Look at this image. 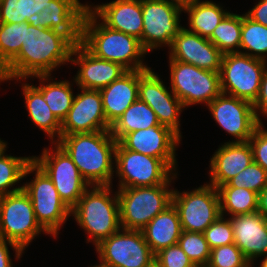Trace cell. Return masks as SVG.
Masks as SVG:
<instances>
[{
  "mask_svg": "<svg viewBox=\"0 0 267 267\" xmlns=\"http://www.w3.org/2000/svg\"><path fill=\"white\" fill-rule=\"evenodd\" d=\"M75 43L65 34L25 22V36L19 53L0 71V83L21 81L51 72L70 62Z\"/></svg>",
  "mask_w": 267,
  "mask_h": 267,
  "instance_id": "cell-1",
  "label": "cell"
},
{
  "mask_svg": "<svg viewBox=\"0 0 267 267\" xmlns=\"http://www.w3.org/2000/svg\"><path fill=\"white\" fill-rule=\"evenodd\" d=\"M56 143L90 186L112 185L117 141L110 130L60 135Z\"/></svg>",
  "mask_w": 267,
  "mask_h": 267,
  "instance_id": "cell-2",
  "label": "cell"
},
{
  "mask_svg": "<svg viewBox=\"0 0 267 267\" xmlns=\"http://www.w3.org/2000/svg\"><path fill=\"white\" fill-rule=\"evenodd\" d=\"M89 9L82 19L81 43L96 57L121 64L127 70H147L143 56L147 52L140 40L109 28Z\"/></svg>",
  "mask_w": 267,
  "mask_h": 267,
  "instance_id": "cell-3",
  "label": "cell"
},
{
  "mask_svg": "<svg viewBox=\"0 0 267 267\" xmlns=\"http://www.w3.org/2000/svg\"><path fill=\"white\" fill-rule=\"evenodd\" d=\"M111 188L91 186L71 208V215L89 235L87 242L93 241L95 246L122 229L117 193L111 196Z\"/></svg>",
  "mask_w": 267,
  "mask_h": 267,
  "instance_id": "cell-4",
  "label": "cell"
},
{
  "mask_svg": "<svg viewBox=\"0 0 267 267\" xmlns=\"http://www.w3.org/2000/svg\"><path fill=\"white\" fill-rule=\"evenodd\" d=\"M177 173L156 186L119 188L117 191L122 229L142 230L155 216L172 204L174 189L169 190Z\"/></svg>",
  "mask_w": 267,
  "mask_h": 267,
  "instance_id": "cell-5",
  "label": "cell"
},
{
  "mask_svg": "<svg viewBox=\"0 0 267 267\" xmlns=\"http://www.w3.org/2000/svg\"><path fill=\"white\" fill-rule=\"evenodd\" d=\"M34 171L35 178L23 184V190L32 201L37 222L56 238L61 226L71 216V209L60 198L52 180L33 160L26 166L23 177Z\"/></svg>",
  "mask_w": 267,
  "mask_h": 267,
  "instance_id": "cell-6",
  "label": "cell"
},
{
  "mask_svg": "<svg viewBox=\"0 0 267 267\" xmlns=\"http://www.w3.org/2000/svg\"><path fill=\"white\" fill-rule=\"evenodd\" d=\"M266 68V61L249 55L239 52L224 54L219 72L222 93L253 104Z\"/></svg>",
  "mask_w": 267,
  "mask_h": 267,
  "instance_id": "cell-7",
  "label": "cell"
},
{
  "mask_svg": "<svg viewBox=\"0 0 267 267\" xmlns=\"http://www.w3.org/2000/svg\"><path fill=\"white\" fill-rule=\"evenodd\" d=\"M171 91L184 108L211 103L221 91L219 72L198 68L192 64L169 59Z\"/></svg>",
  "mask_w": 267,
  "mask_h": 267,
  "instance_id": "cell-8",
  "label": "cell"
},
{
  "mask_svg": "<svg viewBox=\"0 0 267 267\" xmlns=\"http://www.w3.org/2000/svg\"><path fill=\"white\" fill-rule=\"evenodd\" d=\"M41 231L32 201L22 189L0 197V238L12 241L25 250Z\"/></svg>",
  "mask_w": 267,
  "mask_h": 267,
  "instance_id": "cell-9",
  "label": "cell"
},
{
  "mask_svg": "<svg viewBox=\"0 0 267 267\" xmlns=\"http://www.w3.org/2000/svg\"><path fill=\"white\" fill-rule=\"evenodd\" d=\"M115 172L119 187H142L165 184L174 170L163 160L125 149L119 142L115 148Z\"/></svg>",
  "mask_w": 267,
  "mask_h": 267,
  "instance_id": "cell-10",
  "label": "cell"
},
{
  "mask_svg": "<svg viewBox=\"0 0 267 267\" xmlns=\"http://www.w3.org/2000/svg\"><path fill=\"white\" fill-rule=\"evenodd\" d=\"M172 204L182 231L203 233L221 216L218 190L208 183L190 192L173 190Z\"/></svg>",
  "mask_w": 267,
  "mask_h": 267,
  "instance_id": "cell-11",
  "label": "cell"
},
{
  "mask_svg": "<svg viewBox=\"0 0 267 267\" xmlns=\"http://www.w3.org/2000/svg\"><path fill=\"white\" fill-rule=\"evenodd\" d=\"M54 144V150L45 148L41 156H32V160L52 180L60 198L71 209L91 186L69 155L57 143Z\"/></svg>",
  "mask_w": 267,
  "mask_h": 267,
  "instance_id": "cell-12",
  "label": "cell"
},
{
  "mask_svg": "<svg viewBox=\"0 0 267 267\" xmlns=\"http://www.w3.org/2000/svg\"><path fill=\"white\" fill-rule=\"evenodd\" d=\"M95 247L99 260L110 267H149L155 261L141 230L120 229Z\"/></svg>",
  "mask_w": 267,
  "mask_h": 267,
  "instance_id": "cell-13",
  "label": "cell"
},
{
  "mask_svg": "<svg viewBox=\"0 0 267 267\" xmlns=\"http://www.w3.org/2000/svg\"><path fill=\"white\" fill-rule=\"evenodd\" d=\"M141 7L142 48L148 53L161 46L171 47L182 28L179 20L183 8L170 0H141Z\"/></svg>",
  "mask_w": 267,
  "mask_h": 267,
  "instance_id": "cell-14",
  "label": "cell"
},
{
  "mask_svg": "<svg viewBox=\"0 0 267 267\" xmlns=\"http://www.w3.org/2000/svg\"><path fill=\"white\" fill-rule=\"evenodd\" d=\"M158 76L151 68L139 70L138 99L145 102L155 112L160 125L170 128L182 138L179 116L184 106Z\"/></svg>",
  "mask_w": 267,
  "mask_h": 267,
  "instance_id": "cell-15",
  "label": "cell"
},
{
  "mask_svg": "<svg viewBox=\"0 0 267 267\" xmlns=\"http://www.w3.org/2000/svg\"><path fill=\"white\" fill-rule=\"evenodd\" d=\"M207 106L216 123L236 138L231 142H248L261 124L249 101L221 93Z\"/></svg>",
  "mask_w": 267,
  "mask_h": 267,
  "instance_id": "cell-16",
  "label": "cell"
},
{
  "mask_svg": "<svg viewBox=\"0 0 267 267\" xmlns=\"http://www.w3.org/2000/svg\"><path fill=\"white\" fill-rule=\"evenodd\" d=\"M80 90L81 93L75 95L72 107L61 123L60 135L111 130L103 111L100 91Z\"/></svg>",
  "mask_w": 267,
  "mask_h": 267,
  "instance_id": "cell-17",
  "label": "cell"
},
{
  "mask_svg": "<svg viewBox=\"0 0 267 267\" xmlns=\"http://www.w3.org/2000/svg\"><path fill=\"white\" fill-rule=\"evenodd\" d=\"M88 4L79 0H52L27 22L34 27L50 28L67 35L75 44L81 42L82 19Z\"/></svg>",
  "mask_w": 267,
  "mask_h": 267,
  "instance_id": "cell-18",
  "label": "cell"
},
{
  "mask_svg": "<svg viewBox=\"0 0 267 267\" xmlns=\"http://www.w3.org/2000/svg\"><path fill=\"white\" fill-rule=\"evenodd\" d=\"M181 138L170 128L159 125L126 134L119 143L131 151L163 159L176 171V146Z\"/></svg>",
  "mask_w": 267,
  "mask_h": 267,
  "instance_id": "cell-19",
  "label": "cell"
},
{
  "mask_svg": "<svg viewBox=\"0 0 267 267\" xmlns=\"http://www.w3.org/2000/svg\"><path fill=\"white\" fill-rule=\"evenodd\" d=\"M169 59L220 72L223 53L208 39L182 27L169 48Z\"/></svg>",
  "mask_w": 267,
  "mask_h": 267,
  "instance_id": "cell-20",
  "label": "cell"
},
{
  "mask_svg": "<svg viewBox=\"0 0 267 267\" xmlns=\"http://www.w3.org/2000/svg\"><path fill=\"white\" fill-rule=\"evenodd\" d=\"M70 62L80 67L74 78L80 89L100 90L128 71L119 63L96 57L81 42L73 48Z\"/></svg>",
  "mask_w": 267,
  "mask_h": 267,
  "instance_id": "cell-21",
  "label": "cell"
},
{
  "mask_svg": "<svg viewBox=\"0 0 267 267\" xmlns=\"http://www.w3.org/2000/svg\"><path fill=\"white\" fill-rule=\"evenodd\" d=\"M234 244L251 263L267 255V219L260 213L231 216Z\"/></svg>",
  "mask_w": 267,
  "mask_h": 267,
  "instance_id": "cell-22",
  "label": "cell"
},
{
  "mask_svg": "<svg viewBox=\"0 0 267 267\" xmlns=\"http://www.w3.org/2000/svg\"><path fill=\"white\" fill-rule=\"evenodd\" d=\"M88 8L111 29L136 37L142 45L143 14L141 0H114Z\"/></svg>",
  "mask_w": 267,
  "mask_h": 267,
  "instance_id": "cell-23",
  "label": "cell"
},
{
  "mask_svg": "<svg viewBox=\"0 0 267 267\" xmlns=\"http://www.w3.org/2000/svg\"><path fill=\"white\" fill-rule=\"evenodd\" d=\"M254 161L253 150L248 142H226L210 160V182L216 189L226 184Z\"/></svg>",
  "mask_w": 267,
  "mask_h": 267,
  "instance_id": "cell-24",
  "label": "cell"
},
{
  "mask_svg": "<svg viewBox=\"0 0 267 267\" xmlns=\"http://www.w3.org/2000/svg\"><path fill=\"white\" fill-rule=\"evenodd\" d=\"M138 85L139 70H128L120 78L99 90L105 118L110 126L138 100Z\"/></svg>",
  "mask_w": 267,
  "mask_h": 267,
  "instance_id": "cell-25",
  "label": "cell"
},
{
  "mask_svg": "<svg viewBox=\"0 0 267 267\" xmlns=\"http://www.w3.org/2000/svg\"><path fill=\"white\" fill-rule=\"evenodd\" d=\"M141 231L154 254L163 248L178 244L182 228L176 208L171 204Z\"/></svg>",
  "mask_w": 267,
  "mask_h": 267,
  "instance_id": "cell-26",
  "label": "cell"
},
{
  "mask_svg": "<svg viewBox=\"0 0 267 267\" xmlns=\"http://www.w3.org/2000/svg\"><path fill=\"white\" fill-rule=\"evenodd\" d=\"M23 95L25 97V107L32 122L45 132L52 143H56L60 138L61 122L56 118L44 100L42 92L37 86L29 83L22 84ZM57 138V140L54 138ZM54 140V141H53Z\"/></svg>",
  "mask_w": 267,
  "mask_h": 267,
  "instance_id": "cell-27",
  "label": "cell"
},
{
  "mask_svg": "<svg viewBox=\"0 0 267 267\" xmlns=\"http://www.w3.org/2000/svg\"><path fill=\"white\" fill-rule=\"evenodd\" d=\"M184 13H188L190 32L197 33L201 37L209 38L214 29L229 13L223 7L212 1H198L183 7Z\"/></svg>",
  "mask_w": 267,
  "mask_h": 267,
  "instance_id": "cell-28",
  "label": "cell"
},
{
  "mask_svg": "<svg viewBox=\"0 0 267 267\" xmlns=\"http://www.w3.org/2000/svg\"><path fill=\"white\" fill-rule=\"evenodd\" d=\"M159 125L155 112L145 102L138 99L111 126L110 131L113 138L119 142L130 132Z\"/></svg>",
  "mask_w": 267,
  "mask_h": 267,
  "instance_id": "cell-29",
  "label": "cell"
},
{
  "mask_svg": "<svg viewBox=\"0 0 267 267\" xmlns=\"http://www.w3.org/2000/svg\"><path fill=\"white\" fill-rule=\"evenodd\" d=\"M50 76L51 75H36L32 77H37L39 81H41V85L37 88L42 92L44 100L50 110L62 123L66 118L68 111L72 107L75 96L70 86L71 83L68 80L51 82L50 80L52 79ZM46 81L47 83L45 84L44 82Z\"/></svg>",
  "mask_w": 267,
  "mask_h": 267,
  "instance_id": "cell-30",
  "label": "cell"
},
{
  "mask_svg": "<svg viewBox=\"0 0 267 267\" xmlns=\"http://www.w3.org/2000/svg\"><path fill=\"white\" fill-rule=\"evenodd\" d=\"M221 216L226 212L230 216L251 214L257 212L258 193L237 187H218Z\"/></svg>",
  "mask_w": 267,
  "mask_h": 267,
  "instance_id": "cell-31",
  "label": "cell"
},
{
  "mask_svg": "<svg viewBox=\"0 0 267 267\" xmlns=\"http://www.w3.org/2000/svg\"><path fill=\"white\" fill-rule=\"evenodd\" d=\"M242 15L228 13L208 38L223 54L240 50Z\"/></svg>",
  "mask_w": 267,
  "mask_h": 267,
  "instance_id": "cell-32",
  "label": "cell"
},
{
  "mask_svg": "<svg viewBox=\"0 0 267 267\" xmlns=\"http://www.w3.org/2000/svg\"><path fill=\"white\" fill-rule=\"evenodd\" d=\"M239 53L267 62V27L242 15V29ZM248 51V52H247Z\"/></svg>",
  "mask_w": 267,
  "mask_h": 267,
  "instance_id": "cell-33",
  "label": "cell"
},
{
  "mask_svg": "<svg viewBox=\"0 0 267 267\" xmlns=\"http://www.w3.org/2000/svg\"><path fill=\"white\" fill-rule=\"evenodd\" d=\"M31 161V156L14 157L5 155V151L0 154V197L23 189V186L14 188L13 185L24 178L25 168Z\"/></svg>",
  "mask_w": 267,
  "mask_h": 267,
  "instance_id": "cell-34",
  "label": "cell"
},
{
  "mask_svg": "<svg viewBox=\"0 0 267 267\" xmlns=\"http://www.w3.org/2000/svg\"><path fill=\"white\" fill-rule=\"evenodd\" d=\"M25 36V22L0 23V71L19 53Z\"/></svg>",
  "mask_w": 267,
  "mask_h": 267,
  "instance_id": "cell-35",
  "label": "cell"
},
{
  "mask_svg": "<svg viewBox=\"0 0 267 267\" xmlns=\"http://www.w3.org/2000/svg\"><path fill=\"white\" fill-rule=\"evenodd\" d=\"M178 244L196 267H206L211 249L201 232L182 231Z\"/></svg>",
  "mask_w": 267,
  "mask_h": 267,
  "instance_id": "cell-36",
  "label": "cell"
},
{
  "mask_svg": "<svg viewBox=\"0 0 267 267\" xmlns=\"http://www.w3.org/2000/svg\"><path fill=\"white\" fill-rule=\"evenodd\" d=\"M267 186V171L254 161L246 169L231 178L226 184L219 187L246 188L256 193Z\"/></svg>",
  "mask_w": 267,
  "mask_h": 267,
  "instance_id": "cell-37",
  "label": "cell"
},
{
  "mask_svg": "<svg viewBox=\"0 0 267 267\" xmlns=\"http://www.w3.org/2000/svg\"><path fill=\"white\" fill-rule=\"evenodd\" d=\"M242 251L234 244L218 246L211 249L206 267H252Z\"/></svg>",
  "mask_w": 267,
  "mask_h": 267,
  "instance_id": "cell-38",
  "label": "cell"
},
{
  "mask_svg": "<svg viewBox=\"0 0 267 267\" xmlns=\"http://www.w3.org/2000/svg\"><path fill=\"white\" fill-rule=\"evenodd\" d=\"M210 249L234 243V234L230 219L220 216L204 232Z\"/></svg>",
  "mask_w": 267,
  "mask_h": 267,
  "instance_id": "cell-39",
  "label": "cell"
},
{
  "mask_svg": "<svg viewBox=\"0 0 267 267\" xmlns=\"http://www.w3.org/2000/svg\"><path fill=\"white\" fill-rule=\"evenodd\" d=\"M28 19V0H0V23L21 24Z\"/></svg>",
  "mask_w": 267,
  "mask_h": 267,
  "instance_id": "cell-40",
  "label": "cell"
},
{
  "mask_svg": "<svg viewBox=\"0 0 267 267\" xmlns=\"http://www.w3.org/2000/svg\"><path fill=\"white\" fill-rule=\"evenodd\" d=\"M154 259L161 267H196L179 244L161 249Z\"/></svg>",
  "mask_w": 267,
  "mask_h": 267,
  "instance_id": "cell-41",
  "label": "cell"
},
{
  "mask_svg": "<svg viewBox=\"0 0 267 267\" xmlns=\"http://www.w3.org/2000/svg\"><path fill=\"white\" fill-rule=\"evenodd\" d=\"M249 143L253 150L254 162L267 171V130L261 123L253 132Z\"/></svg>",
  "mask_w": 267,
  "mask_h": 267,
  "instance_id": "cell-42",
  "label": "cell"
},
{
  "mask_svg": "<svg viewBox=\"0 0 267 267\" xmlns=\"http://www.w3.org/2000/svg\"><path fill=\"white\" fill-rule=\"evenodd\" d=\"M253 108L255 116L262 123L259 114L262 113V115L267 116V68L263 72L260 84V91L257 99L253 103Z\"/></svg>",
  "mask_w": 267,
  "mask_h": 267,
  "instance_id": "cell-43",
  "label": "cell"
},
{
  "mask_svg": "<svg viewBox=\"0 0 267 267\" xmlns=\"http://www.w3.org/2000/svg\"><path fill=\"white\" fill-rule=\"evenodd\" d=\"M8 244L15 250L16 259H20L24 252V250L16 243L0 238V267H13L7 246Z\"/></svg>",
  "mask_w": 267,
  "mask_h": 267,
  "instance_id": "cell-44",
  "label": "cell"
},
{
  "mask_svg": "<svg viewBox=\"0 0 267 267\" xmlns=\"http://www.w3.org/2000/svg\"><path fill=\"white\" fill-rule=\"evenodd\" d=\"M245 14L253 21L267 27V0H260Z\"/></svg>",
  "mask_w": 267,
  "mask_h": 267,
  "instance_id": "cell-45",
  "label": "cell"
},
{
  "mask_svg": "<svg viewBox=\"0 0 267 267\" xmlns=\"http://www.w3.org/2000/svg\"><path fill=\"white\" fill-rule=\"evenodd\" d=\"M51 1L52 0H28L29 18L32 15L41 12L44 8H46L47 5L51 4Z\"/></svg>",
  "mask_w": 267,
  "mask_h": 267,
  "instance_id": "cell-46",
  "label": "cell"
},
{
  "mask_svg": "<svg viewBox=\"0 0 267 267\" xmlns=\"http://www.w3.org/2000/svg\"><path fill=\"white\" fill-rule=\"evenodd\" d=\"M257 211L267 219V186L258 193Z\"/></svg>",
  "mask_w": 267,
  "mask_h": 267,
  "instance_id": "cell-47",
  "label": "cell"
},
{
  "mask_svg": "<svg viewBox=\"0 0 267 267\" xmlns=\"http://www.w3.org/2000/svg\"><path fill=\"white\" fill-rule=\"evenodd\" d=\"M170 1H172L173 3L179 5V6H181L183 8V7L187 6V5L196 3L199 0H170Z\"/></svg>",
  "mask_w": 267,
  "mask_h": 267,
  "instance_id": "cell-48",
  "label": "cell"
},
{
  "mask_svg": "<svg viewBox=\"0 0 267 267\" xmlns=\"http://www.w3.org/2000/svg\"><path fill=\"white\" fill-rule=\"evenodd\" d=\"M4 140H1L0 139V154L4 151H6V148H7V143L4 141Z\"/></svg>",
  "mask_w": 267,
  "mask_h": 267,
  "instance_id": "cell-49",
  "label": "cell"
},
{
  "mask_svg": "<svg viewBox=\"0 0 267 267\" xmlns=\"http://www.w3.org/2000/svg\"><path fill=\"white\" fill-rule=\"evenodd\" d=\"M266 256V257H265ZM264 259H263V261H261V265H260V267H267V255H264Z\"/></svg>",
  "mask_w": 267,
  "mask_h": 267,
  "instance_id": "cell-50",
  "label": "cell"
},
{
  "mask_svg": "<svg viewBox=\"0 0 267 267\" xmlns=\"http://www.w3.org/2000/svg\"><path fill=\"white\" fill-rule=\"evenodd\" d=\"M99 263H100L99 265H94L91 267H110L109 265H107L106 263H103L102 261H100Z\"/></svg>",
  "mask_w": 267,
  "mask_h": 267,
  "instance_id": "cell-51",
  "label": "cell"
},
{
  "mask_svg": "<svg viewBox=\"0 0 267 267\" xmlns=\"http://www.w3.org/2000/svg\"><path fill=\"white\" fill-rule=\"evenodd\" d=\"M149 267H161L156 261H154Z\"/></svg>",
  "mask_w": 267,
  "mask_h": 267,
  "instance_id": "cell-52",
  "label": "cell"
}]
</instances>
